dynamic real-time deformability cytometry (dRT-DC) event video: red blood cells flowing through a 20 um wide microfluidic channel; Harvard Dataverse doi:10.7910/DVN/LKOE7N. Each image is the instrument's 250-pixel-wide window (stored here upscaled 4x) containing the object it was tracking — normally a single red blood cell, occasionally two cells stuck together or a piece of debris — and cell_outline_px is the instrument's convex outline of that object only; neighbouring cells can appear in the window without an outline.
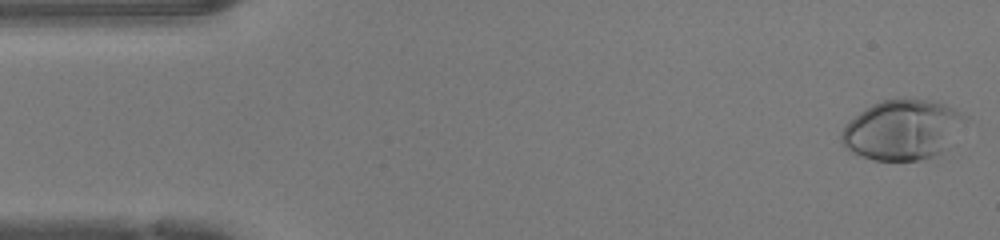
{"species": "human", "species_latin": "Homo sapiens", "temperature_condition": "warm", "stored_images_in_passage": 47, "camera_frame_rate_fps": 3000, "um_per_image_px": 0.085, "donor": {"sex": "female"}, "frame": {"image": 1, "passage_image": 1, "time_ms": 0.0, "image_size_px": [1000, 240], "cell_outline_px": [[968, 120], [948, 148], [936, 156], [920, 160], [872, 160], [860, 156], [852, 152], [840, 140], [840, 132], [864, 108], [880, 100], [928, 100], [944, 104], [956, 108], [968, 116]], "centroid_in_image_um": [76.77, 11.05], "position_along_channel_um": 8.2, "area_um2": 43.35}}
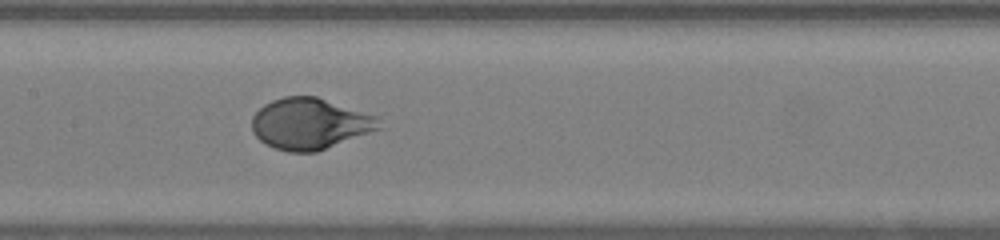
{"frame": {"image": 2, "passage_image": 22, "time_ms": 7.0, "image_size_px": [1000, 240], "cell_outline_px": [[380, 128], [316, 152], [288, 152], [276, 148], [260, 140], [252, 132], [252, 116], [264, 104], [272, 100], [284, 96], [316, 96], [380, 116]], "centroid_in_image_um": [26.34, 10.5], "position_along_channel_um": 181.1, "area_um2": 37.86}}
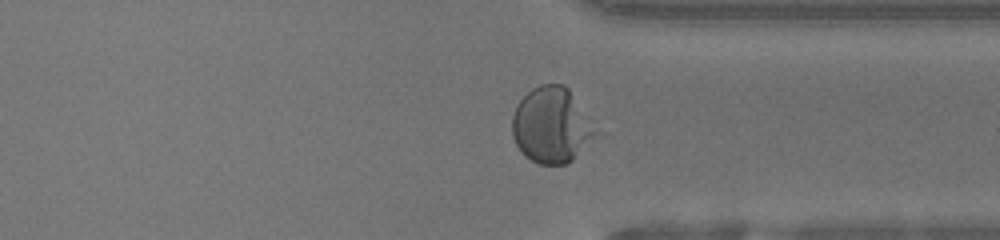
{"frame": {"image": 3, "passage_image": 35, "time_ms": 11.333, "image_size_px": [1000, 240], "cell_outline_px": [[596, 132], [572, 160], [564, 164], [540, 164], [524, 156], [520, 152], [512, 136], [512, 116], [516, 104], [532, 88], [540, 84], [564, 84], [568, 88]], "centroid_in_image_um": [46.78, 10.64], "position_along_channel_um": 364.6, "area_um2": 35.84}, "authors_computed_cell_mechanics": {"area_um2": 38.8416, "velocity_mm_per_s": 4.2679, "shape_relaxation_time_tau1_ms": 3.1497, "shape_relaxation_time_tau2_ms": null, "deformation_change_tau1": 0.2268, "deformation_change_tau2": null}}